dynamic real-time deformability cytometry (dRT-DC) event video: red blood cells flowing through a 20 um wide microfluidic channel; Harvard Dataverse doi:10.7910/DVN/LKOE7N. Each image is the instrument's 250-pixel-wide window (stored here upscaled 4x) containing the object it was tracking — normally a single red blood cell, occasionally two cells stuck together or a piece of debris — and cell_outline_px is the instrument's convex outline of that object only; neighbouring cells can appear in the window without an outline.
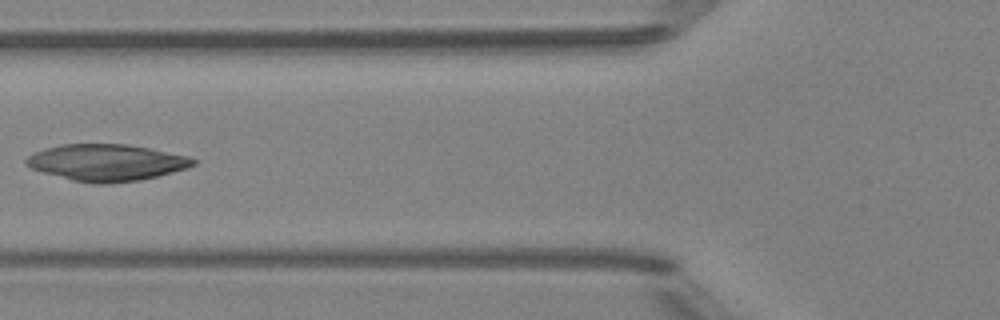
{"species": "Egyptian fruit bat (a non-hibernating species)", "species_latin": "Rousettus aegyptiacus", "temperature_condition": "room temperature", "stored_images_in_passage": 7, "camera_frame_rate_fps": 3000, "um_per_image_px": 0.085, "animal": {"sex": "female"}, "frame": {"image": 1, "passage_image": 6, "time_ms": 5.667, "image_size_px": [1000, 320], "cell_outline_px": [[196, 164], [188, 168], [140, 180], [108, 184], [96, 184], [72, 180], [44, 172], [32, 168], [24, 164], [24, 160], [28, 156], [36, 152], [60, 144], [124, 144], [148, 148], [188, 156], [196, 160]], "centroid_in_image_um": [9.06, 13.82], "position_along_channel_um": 116.7, "area_um2": 35.37}}
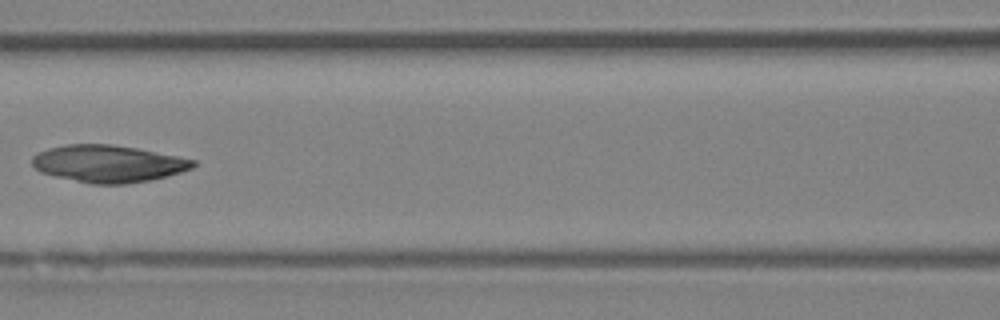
{"frame": {"image": 2, "passage_image": 7, "time_ms": 6.667, "image_size_px": [1000, 320], "cell_outline_px": [[196, 164], [192, 168], [180, 172], [148, 180], [124, 184], [92, 184], [56, 176], [40, 172], [32, 164], [32, 156], [48, 148], [64, 144], [112, 144], [136, 148], [196, 160]], "centroid_in_image_um": [9.17, 13.9], "position_along_channel_um": 157.4, "area_um2": 34.51}}